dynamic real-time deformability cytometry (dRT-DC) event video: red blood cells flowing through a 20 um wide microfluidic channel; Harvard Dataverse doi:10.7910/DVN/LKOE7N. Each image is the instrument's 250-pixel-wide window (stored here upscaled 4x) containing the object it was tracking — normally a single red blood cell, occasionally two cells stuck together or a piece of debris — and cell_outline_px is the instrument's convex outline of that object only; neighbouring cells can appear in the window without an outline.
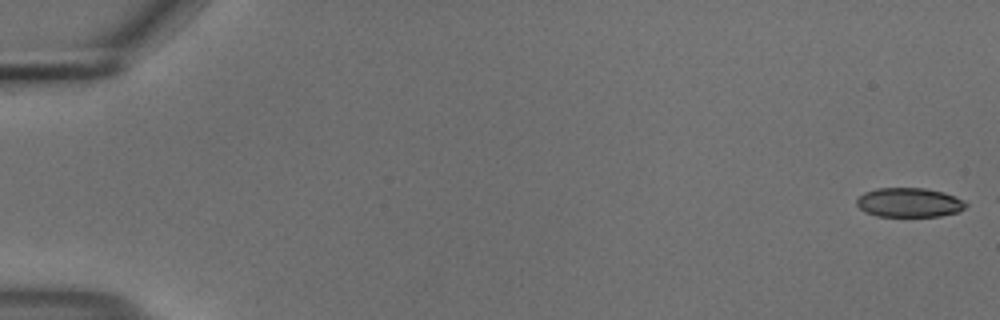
{"species": "common noctule bat (a hibernating species)", "species_latin": "Nyctalus noctula", "temperature_condition": "cold", "stored_images_in_passage": 7, "camera_frame_rate_fps": 3000, "um_per_image_px": 0.085, "animal": {"sex": "male", "body_mass_g": 18.8}, "frame": {"image": 1, "passage_image": 1, "time_ms": 0.0, "image_size_px": [1000, 320], "cell_outline_px": [[968, 204], [960, 212], [940, 216], [876, 216], [864, 212], [856, 204], [856, 200], [864, 192], [876, 188], [924, 188], [944, 192], [964, 200]], "centroid_in_image_um": [77.28, 17.21], "position_along_channel_um": 7.7, "area_um2": 18.79}}